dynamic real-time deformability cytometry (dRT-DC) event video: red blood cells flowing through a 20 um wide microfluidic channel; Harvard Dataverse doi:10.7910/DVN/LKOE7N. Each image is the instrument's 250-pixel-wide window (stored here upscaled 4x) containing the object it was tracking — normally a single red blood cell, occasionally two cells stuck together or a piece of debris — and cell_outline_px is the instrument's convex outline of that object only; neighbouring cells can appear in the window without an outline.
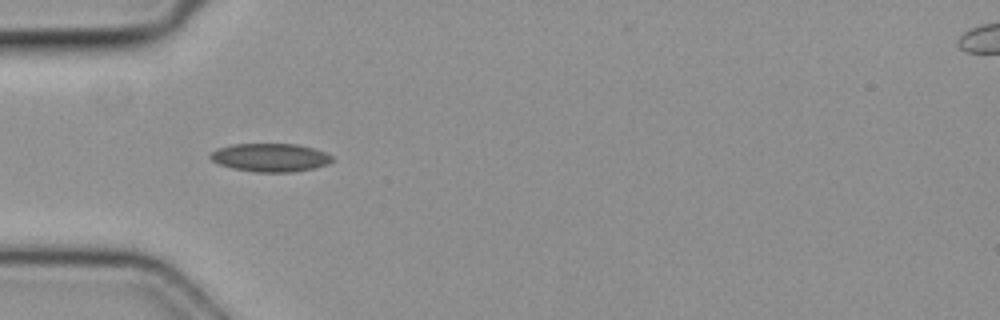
{"species": "common noctule bat (a hibernating species)", "species_latin": "Nyctalus noctula", "temperature_condition": "cold", "stored_images_in_passage": 4, "camera_frame_rate_fps": 3000, "um_per_image_px": 0.085, "animal": {"sex": "female", "body_mass_g": 19.3, "forearm_length_mm": 54.1}, "frame": {"image": 1, "passage_image": 1, "time_ms": 0.0, "image_size_px": [1000, 320], "cell_outline_px": [[332, 160], [328, 164], [312, 168], [292, 172], [256, 172], [232, 168], [220, 164], [212, 160], [208, 156], [216, 148], [232, 144], [296, 144], [312, 148], [324, 152], [332, 156]], "centroid_in_image_um": [22.94, 13.38], "position_along_channel_um": 62.1, "area_um2": 19.94}}
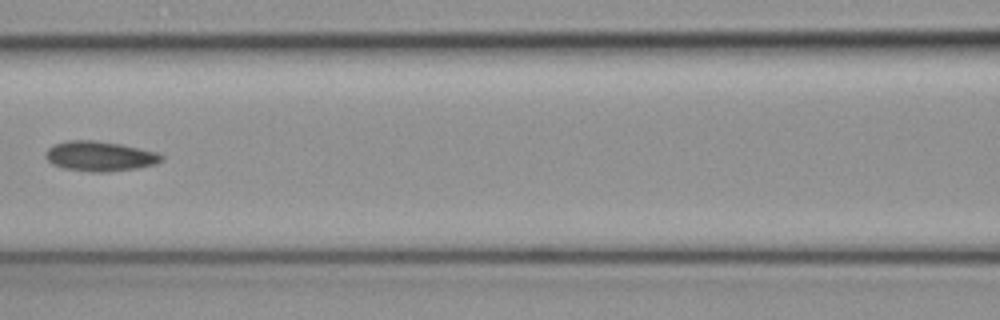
{"frame": {"image": 2, "passage_image": 3, "time_ms": 0.667, "image_size_px": [1000, 320], "cell_outline_px": [[164, 160], [156, 164], [136, 168], [108, 172], [92, 172], [64, 168], [52, 164], [44, 156], [44, 152], [52, 144], [68, 140], [96, 140], [120, 144], [156, 152], [164, 156]], "centroid_in_image_um": [8.46, 13.27], "position_along_channel_um": 158.1, "area_um2": 20.35}}
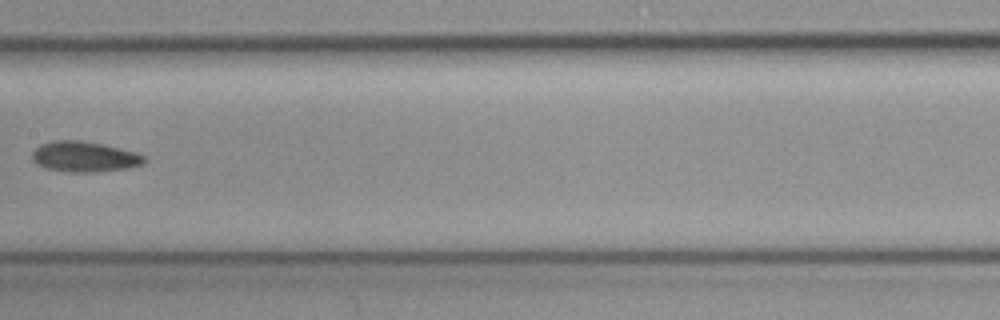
{"frame": {"image": 3, "passage_image": 4, "time_ms": 1.0, "image_size_px": [1000, 320], "cell_outline_px": [[148, 160], [144, 164], [128, 168], [96, 172], [68, 172], [48, 168], [32, 160], [32, 152], [40, 144], [56, 140], [76, 140], [100, 144], [136, 152], [148, 156]], "centroid_in_image_um": [7.24, 13.32], "position_along_channel_um": 200.2, "area_um2": 19.83}}